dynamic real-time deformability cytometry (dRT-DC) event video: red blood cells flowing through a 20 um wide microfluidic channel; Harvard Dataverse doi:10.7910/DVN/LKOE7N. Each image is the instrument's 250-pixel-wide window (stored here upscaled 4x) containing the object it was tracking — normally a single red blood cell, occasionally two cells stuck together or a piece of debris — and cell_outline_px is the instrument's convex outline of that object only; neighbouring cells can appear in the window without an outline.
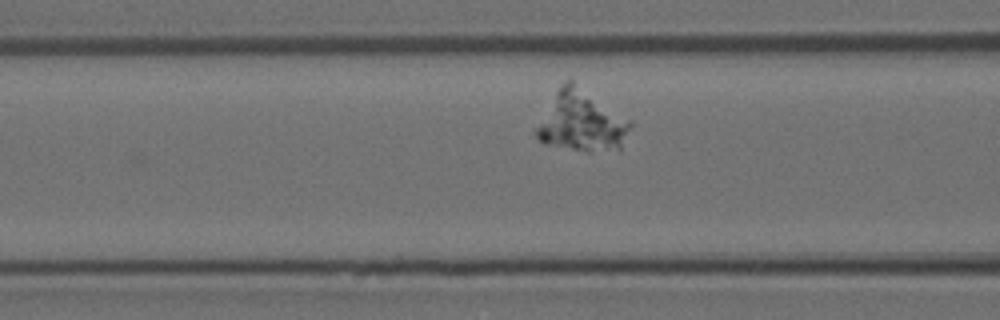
{"species": "Egyptian fruit bat (a non-hibernating species)", "species_latin": "Rousettus aegyptiacus", "temperature_condition": "room temperature", "stored_images_in_passage": 5, "camera_frame_rate_fps": 3000, "um_per_image_px": 0.085, "animal": {"sex": "female"}, "frame": {"image": 1, "passage_image": 4, "time_ms": 1.0, "image_size_px": [1000, 320], "cell_outline_px": [[632, 124], [620, 152], [588, 152], [544, 144], [532, 132], [560, 84], [568, 76], [632, 120]], "centroid_in_image_um": [49.46, 10.31], "position_along_channel_um": 117.1, "area_um2": 34.33}}
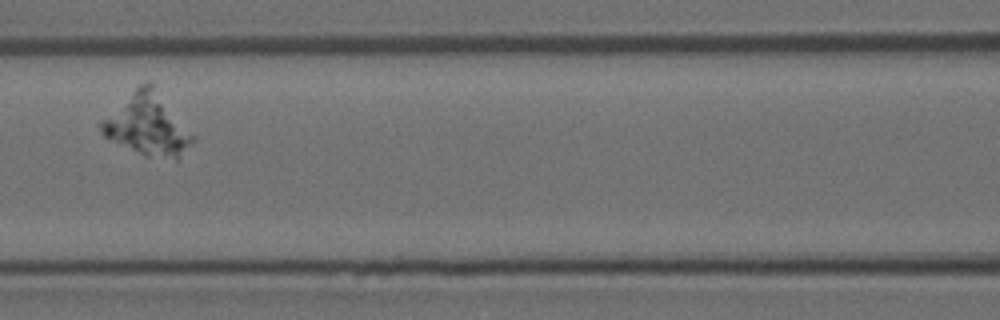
{"frame": {"image": 2, "passage_image": 5, "time_ms": 1.333, "image_size_px": [1000, 320], "cell_outline_px": [[196, 136], [176, 160], [144, 156], [104, 136], [100, 128], [100, 120], [140, 84], [148, 80], [152, 80]], "centroid_in_image_um": [12.57, 10.56], "position_along_channel_um": 154.0, "area_um2": 33.06}}